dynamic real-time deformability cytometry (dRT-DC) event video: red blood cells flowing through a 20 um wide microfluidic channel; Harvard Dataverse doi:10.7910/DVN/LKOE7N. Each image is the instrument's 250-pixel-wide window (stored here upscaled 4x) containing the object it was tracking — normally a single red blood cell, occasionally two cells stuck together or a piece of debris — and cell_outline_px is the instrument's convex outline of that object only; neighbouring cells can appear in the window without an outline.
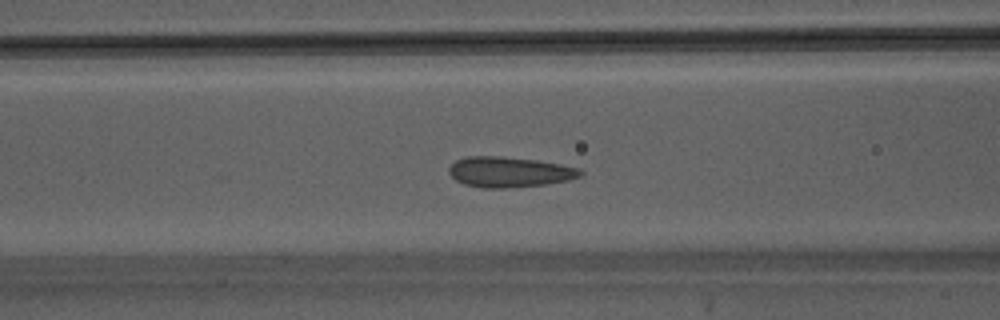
{"species": "Egyptian fruit bat (a non-hibernating species)", "species_latin": "Rousettus aegyptiacus", "temperature_condition": "warm", "stored_images_in_passage": 43, "camera_frame_rate_fps": 3000, "um_per_image_px": 0.085, "animal": {"sex": "male"}, "frame": {"image": 1, "passage_image": 17, "time_ms": 5.333, "image_size_px": [1000, 320], "cell_outline_px": [[584, 172], [580, 176], [568, 180], [544, 184], [504, 188], [484, 188], [464, 184], [456, 180], [448, 172], [448, 168], [456, 160], [468, 156], [500, 156], [536, 160], [560, 164], [580, 168]], "centroid_in_image_um": [43.29, 14.61], "position_along_channel_um": 123.3, "area_um2": 23.18}}
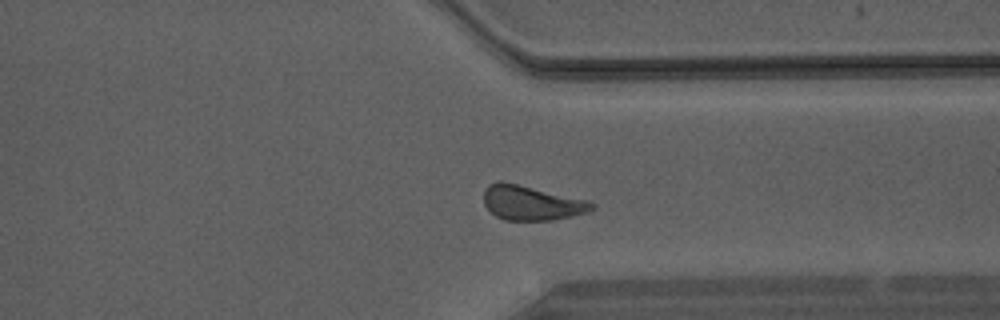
{"frame": {"image": 2, "passage_image": 33, "time_ms": 10.667, "image_size_px": [1000, 320], "cell_outline_px": [[596, 208], [588, 212], [572, 216], [552, 220], [504, 220], [496, 216], [484, 204], [484, 188], [488, 184], [496, 180], [504, 180], [584, 200], [596, 204]], "centroid_in_image_um": [45.13, 17.23], "position_along_channel_um": 366.3, "area_um2": 21.85}}
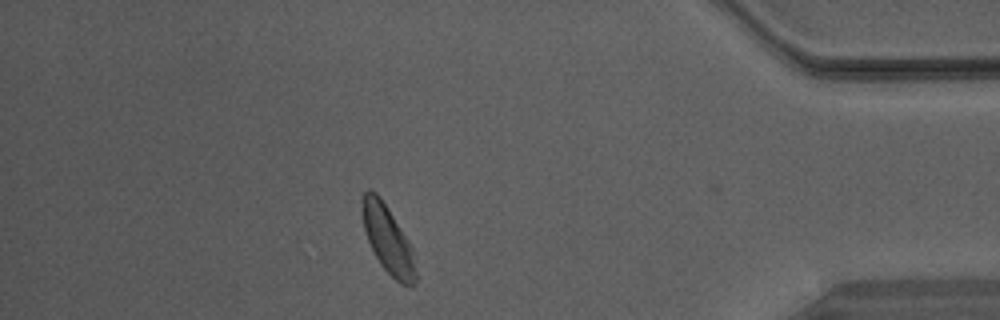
{"frame": {"image": 3, "passage_image": 38, "time_ms": 12.333, "image_size_px": [1000, 320], "cell_outline_px": [[416, 284], [412, 288], [400, 284], [380, 264], [364, 232], [360, 208], [360, 200], [364, 192], [368, 188], [376, 192], [380, 196], [408, 240], [412, 248], [416, 272]], "centroid_in_image_um": [32.94, 20.34], "position_along_channel_um": 402.3, "area_um2": 21.27}}